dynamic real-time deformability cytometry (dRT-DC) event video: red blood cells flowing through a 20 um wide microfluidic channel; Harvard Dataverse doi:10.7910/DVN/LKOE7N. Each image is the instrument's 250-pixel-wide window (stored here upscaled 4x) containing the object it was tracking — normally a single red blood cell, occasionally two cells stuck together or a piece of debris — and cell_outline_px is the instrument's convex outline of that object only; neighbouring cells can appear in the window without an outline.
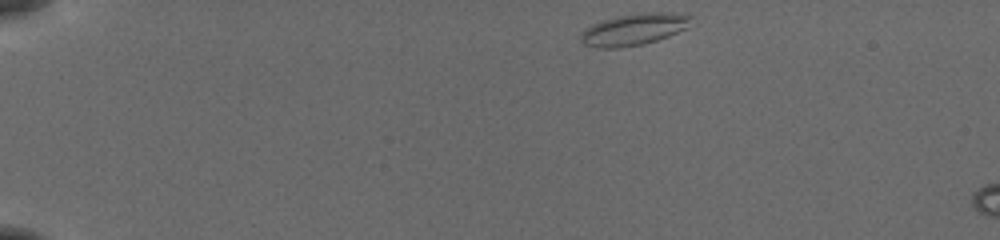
{"species": "common noctule bat (a hibernating species)", "species_latin": "Nyctalus noctula", "temperature_condition": "cold", "stored_images_in_passage": 7, "camera_frame_rate_fps": 3000, "um_per_image_px": 0.085, "animal": {"sex": "female", "body_mass_g": 19.5, "forearm_length_mm": 54.1}, "frame": {"image": 1, "passage_image": 1, "time_ms": 0.0, "image_size_px": [1000, 240], "cell_outline_px": [[692, 16], [688, 28], [668, 36], [644, 44], [620, 48], [596, 48], [584, 44], [580, 40], [580, 32], [592, 24], [616, 16], [640, 12], [672, 12]], "centroid_in_image_um": [53.87, 2.49], "position_along_channel_um": 31.1, "area_um2": 20.58}}